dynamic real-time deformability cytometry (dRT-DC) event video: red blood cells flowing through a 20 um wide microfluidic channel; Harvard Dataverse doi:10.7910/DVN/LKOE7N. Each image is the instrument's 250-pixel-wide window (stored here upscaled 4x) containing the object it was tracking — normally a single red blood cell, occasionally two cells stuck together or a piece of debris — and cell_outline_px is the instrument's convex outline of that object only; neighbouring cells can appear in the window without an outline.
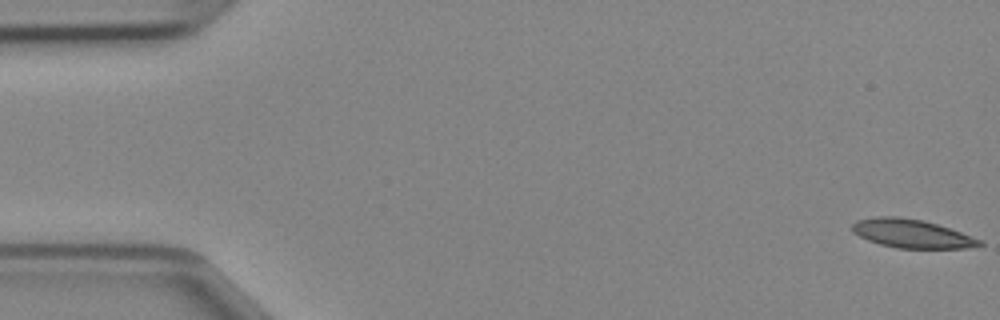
{"species": "Egyptian fruit bat (a non-hibernating species)", "species_latin": "Rousettus aegyptiacus", "temperature_condition": "cold", "stored_images_in_passage": 9, "camera_frame_rate_fps": 3000, "um_per_image_px": 0.085, "animal": {"sex": "female"}, "frame": {"image": 1, "passage_image": 1, "time_ms": 0.0, "image_size_px": [1000, 320], "cell_outline_px": [[984, 244], [968, 248], [896, 248], [880, 244], [868, 240], [852, 232], [852, 224], [856, 220], [876, 216], [900, 216], [924, 220], [984, 240]], "centroid_in_image_um": [77.49, 19.85], "position_along_channel_um": 7.5, "area_um2": 21.27}}